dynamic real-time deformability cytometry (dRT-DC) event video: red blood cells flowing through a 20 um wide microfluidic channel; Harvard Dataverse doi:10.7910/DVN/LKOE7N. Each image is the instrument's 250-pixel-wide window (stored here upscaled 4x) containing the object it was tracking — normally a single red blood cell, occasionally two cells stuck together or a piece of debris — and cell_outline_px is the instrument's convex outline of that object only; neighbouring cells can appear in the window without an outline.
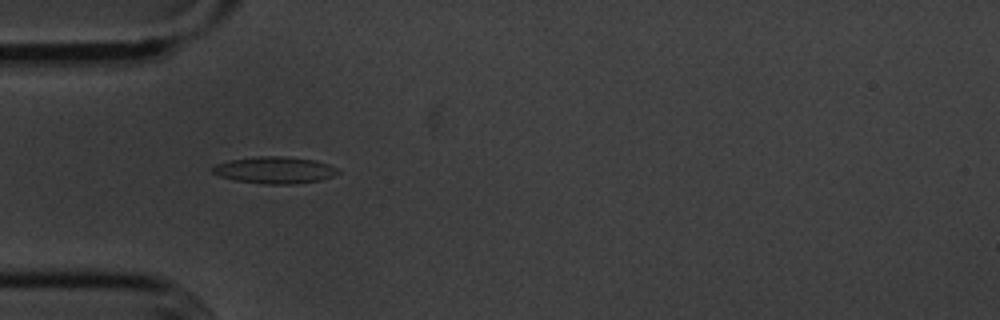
{"species": "common noctule bat (a hibernating species)", "species_latin": "Nyctalus noctula", "temperature_condition": "cold", "stored_images_in_passage": 1, "camera_frame_rate_fps": 3000, "um_per_image_px": 0.085, "animal": {"sex": "male", "body_mass_g": 20.1, "forearm_length_mm": 53.5}, "frame": {"image": 1, "passage_image": 1, "time_ms": 0.0, "image_size_px": [1000, 320], "cell_outline_px": [[340, 172], [332, 176], [320, 180], [292, 184], [268, 184], [236, 180], [220, 176], [212, 172], [212, 168], [216, 164], [228, 160], [256, 156], [288, 156], [316, 160], [340, 168]], "centroid_in_image_um": [23.38, 14.44], "position_along_channel_um": 61.6, "area_um2": 19.65}}